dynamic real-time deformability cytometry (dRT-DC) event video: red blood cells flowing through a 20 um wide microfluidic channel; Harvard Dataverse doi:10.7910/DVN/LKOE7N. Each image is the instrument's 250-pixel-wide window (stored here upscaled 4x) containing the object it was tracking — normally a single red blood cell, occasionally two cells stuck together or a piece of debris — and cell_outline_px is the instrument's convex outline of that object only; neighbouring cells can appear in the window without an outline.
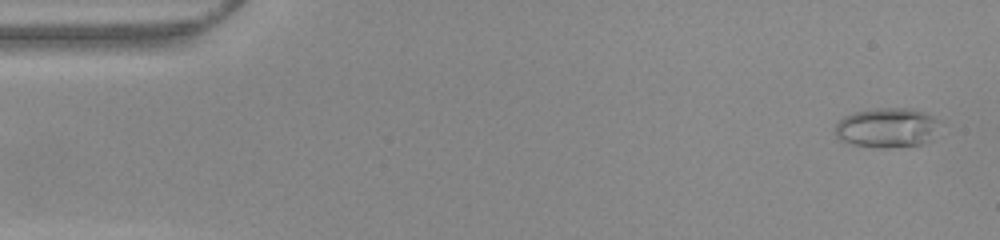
{"species": "common noctule bat (a hibernating species)", "species_latin": "Nyctalus noctula", "temperature_condition": "warm", "stored_images_in_passage": 10, "camera_frame_rate_fps": 3000, "um_per_image_px": 0.085, "animal": {"sex": "female", "body_mass_g": 22.0, "forearm_length_mm": 56.7}, "frame": {"image": 1, "passage_image": 1, "time_ms": 0.0, "image_size_px": [1000, 240], "cell_outline_px": [[940, 120], [932, 140], [924, 144], [892, 148], [872, 148], [852, 144], [840, 140], [836, 136], [836, 124], [844, 116], [856, 112], [876, 108], [912, 108], [928, 112]], "centroid_in_image_um": [75.44, 10.86], "position_along_channel_um": 9.6, "area_um2": 24.68}}